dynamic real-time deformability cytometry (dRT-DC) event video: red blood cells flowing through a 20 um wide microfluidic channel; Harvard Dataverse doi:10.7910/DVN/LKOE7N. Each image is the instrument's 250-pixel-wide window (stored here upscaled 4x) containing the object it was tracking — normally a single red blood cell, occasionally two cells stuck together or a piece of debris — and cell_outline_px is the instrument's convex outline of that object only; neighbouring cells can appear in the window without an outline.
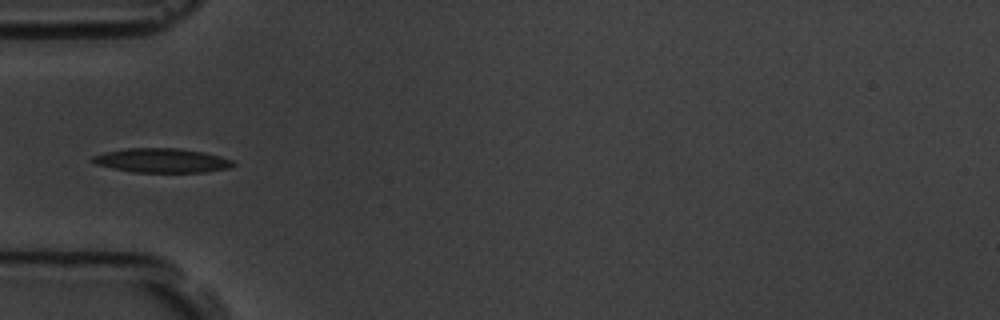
{"species": "common noctule bat (a hibernating species)", "species_latin": "Nyctalus noctula", "temperature_condition": "room temperature", "stored_images_in_passage": 5, "camera_frame_rate_fps": 3000, "um_per_image_px": 0.085, "animal": {"sex": "male", "body_mass_g": 19.5, "forearm_length_mm": 54.6}, "frame": {"image": 1, "passage_image": 5, "time_ms": 4.667, "image_size_px": [1000, 320], "cell_outline_px": [[236, 164], [232, 168], [204, 172], [132, 172], [112, 168], [96, 164], [88, 160], [92, 156], [104, 152], [128, 148], [180, 148], [204, 152], [220, 156], [232, 160]], "centroid_in_image_um": [13.76, 13.64], "position_along_channel_um": 71.2, "area_um2": 20.06}}